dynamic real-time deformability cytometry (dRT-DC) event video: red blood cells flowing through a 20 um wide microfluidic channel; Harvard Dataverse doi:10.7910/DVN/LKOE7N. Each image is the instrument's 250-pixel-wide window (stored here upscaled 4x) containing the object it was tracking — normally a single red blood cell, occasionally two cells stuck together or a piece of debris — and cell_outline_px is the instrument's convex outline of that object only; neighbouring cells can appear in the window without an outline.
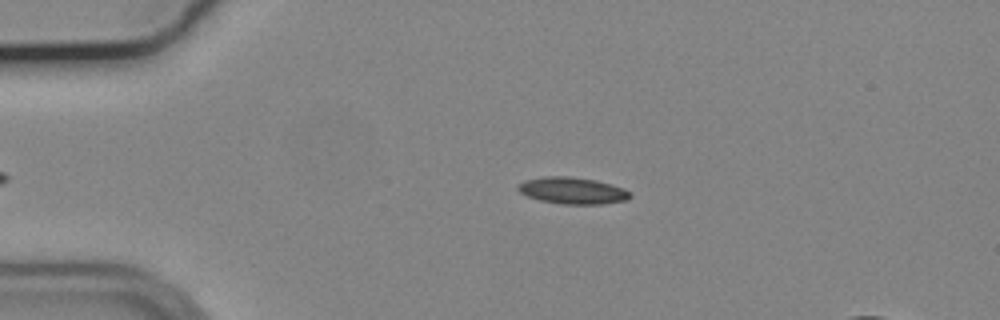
{"species": "common noctule bat (a hibernating species)", "species_latin": "Nyctalus noctula", "temperature_condition": "cold", "stored_images_in_passage": 42, "camera_frame_rate_fps": 3000, "um_per_image_px": 0.085, "animal": {"sex": "male", "body_mass_g": 19.2, "forearm_length_mm": 51.8}, "frame": {"image": 1, "passage_image": 5, "time_ms": 1.333, "image_size_px": [1000, 320], "cell_outline_px": [[632, 196], [628, 200], [604, 204], [564, 204], [540, 200], [528, 196], [520, 192], [516, 188], [516, 184], [524, 180], [544, 176], [572, 176], [596, 180], [612, 184], [624, 188], [632, 192]], "centroid_in_image_um": [48.69, 16.19], "position_along_channel_um": 36.3, "area_um2": 17.74}}
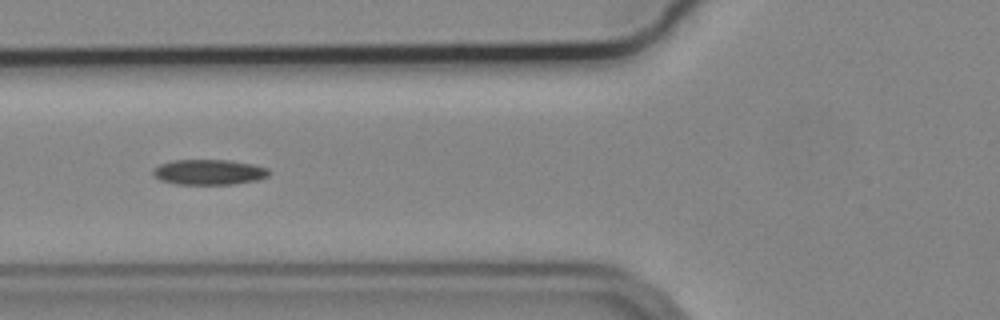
{"frame": {"image": 2, "passage_image": 14, "time_ms": 4.333, "image_size_px": [1000, 320], "cell_outline_px": [[272, 172], [268, 176], [256, 180], [232, 184], [176, 184], [160, 180], [152, 172], [152, 168], [160, 164], [172, 160], [228, 160], [252, 164], [268, 168]], "centroid_in_image_um": [17.76, 14.62], "position_along_channel_um": 108.0, "area_um2": 17.11}}
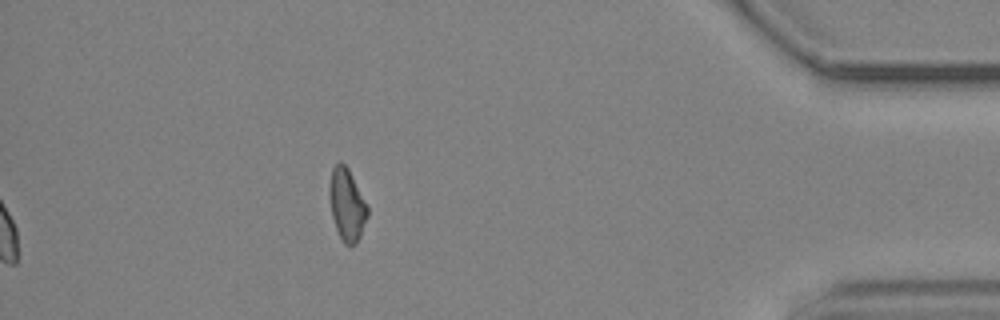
{"frame": {"image": 3, "passage_image": 42, "time_ms": 13.667, "image_size_px": [1000, 320], "cell_outline_px": [[368, 216], [360, 236], [356, 244], [344, 244], [336, 228], [332, 216], [328, 196], [328, 184], [332, 168], [340, 160], [348, 168], [368, 204]], "centroid_in_image_um": [29.48, 17.36], "position_along_channel_um": 405.7, "area_um2": 16.24}}